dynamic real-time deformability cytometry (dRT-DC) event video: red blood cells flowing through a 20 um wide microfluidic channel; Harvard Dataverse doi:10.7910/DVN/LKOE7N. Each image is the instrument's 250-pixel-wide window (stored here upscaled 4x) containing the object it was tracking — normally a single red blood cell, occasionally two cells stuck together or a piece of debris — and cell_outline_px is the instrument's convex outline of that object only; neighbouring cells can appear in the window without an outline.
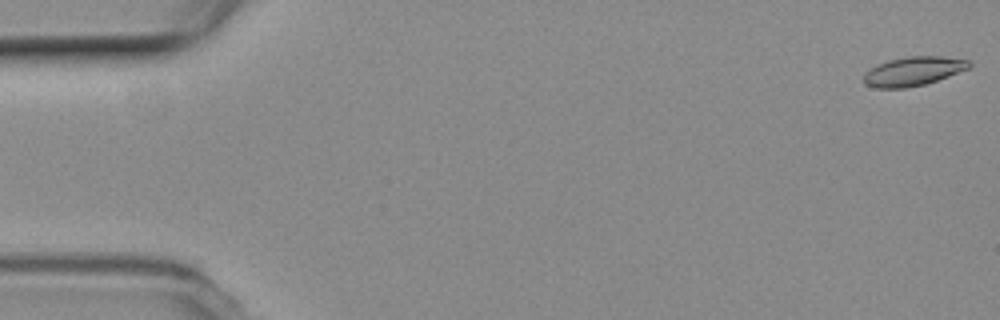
{"species": "common noctule bat (a hibernating species)", "species_latin": "Nyctalus noctula", "temperature_condition": "room temperature", "stored_images_in_passage": 7, "camera_frame_rate_fps": 3000, "um_per_image_px": 0.085, "animal": {"sex": "female", "body_mass_g": 19.3, "forearm_length_mm": 54.1}, "frame": {"image": 1, "passage_image": 1, "time_ms": 0.0, "image_size_px": [1000, 320], "cell_outline_px": [[972, 64], [968, 68], [948, 76], [924, 84], [904, 88], [876, 88], [864, 84], [864, 72], [876, 64], [888, 60], [908, 56], [940, 56], [968, 60]], "centroid_in_image_um": [77.57, 6.05], "position_along_channel_um": 7.4, "area_um2": 17.74}}